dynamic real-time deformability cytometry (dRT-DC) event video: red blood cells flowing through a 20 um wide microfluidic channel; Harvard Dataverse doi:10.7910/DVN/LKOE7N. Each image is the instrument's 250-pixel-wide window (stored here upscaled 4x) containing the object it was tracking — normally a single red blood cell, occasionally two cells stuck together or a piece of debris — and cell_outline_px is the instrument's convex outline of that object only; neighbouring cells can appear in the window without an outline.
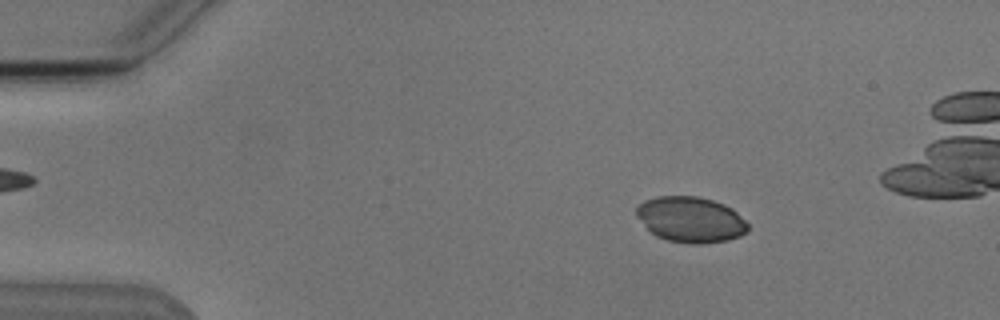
{"species": "Egyptian fruit bat (a non-hibernating species)", "species_latin": "Rousettus aegyptiacus", "temperature_condition": "cold", "stored_images_in_passage": 5, "camera_frame_rate_fps": 3000, "um_per_image_px": 0.085, "animal": {"sex": "male"}, "frame": {"image": 1, "passage_image": 2, "time_ms": 1.0, "image_size_px": [1000, 320], "cell_outline_px": [[748, 232], [740, 236], [728, 240], [704, 244], [692, 244], [668, 240], [656, 236], [636, 216], [636, 208], [644, 200], [656, 196], [696, 196], [712, 200], [724, 204], [732, 208], [748, 224]], "centroid_in_image_um": [58.72, 18.66], "position_along_channel_um": 26.3, "area_um2": 29.65}}